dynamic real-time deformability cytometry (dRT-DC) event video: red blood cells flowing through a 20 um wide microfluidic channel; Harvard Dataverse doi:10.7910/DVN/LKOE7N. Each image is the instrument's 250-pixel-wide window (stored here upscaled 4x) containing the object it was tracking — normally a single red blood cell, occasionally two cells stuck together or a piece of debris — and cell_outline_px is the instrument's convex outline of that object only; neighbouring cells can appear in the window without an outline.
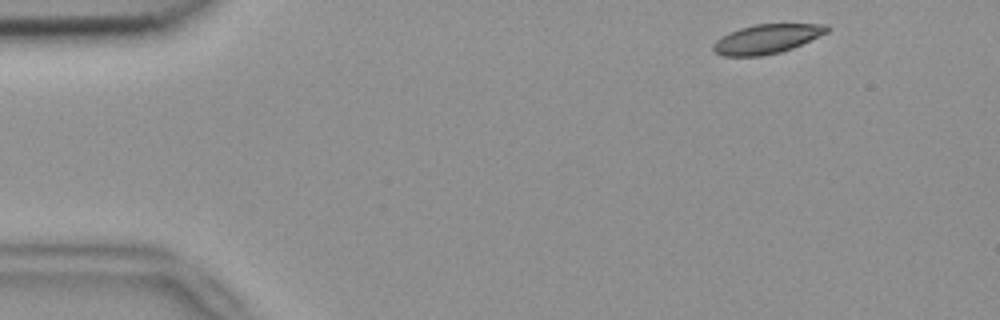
{"species": "common noctule bat (a hibernating species)", "species_latin": "Nyctalus noctula", "temperature_condition": "room temperature", "stored_images_in_passage": 50, "camera_frame_rate_fps": 3000, "um_per_image_px": 0.085, "animal": {"sex": "female", "body_mass_g": 18.4}, "frame": {"image": 1, "passage_image": 2, "time_ms": 0.333, "image_size_px": [1000, 320], "cell_outline_px": [[828, 32], [792, 48], [780, 52], [760, 56], [724, 56], [716, 52], [712, 48], [712, 44], [716, 40], [728, 32], [740, 28], [756, 24], [828, 24]], "centroid_in_image_um": [65.15, 3.31], "position_along_channel_um": 19.9, "area_um2": 19.25}}
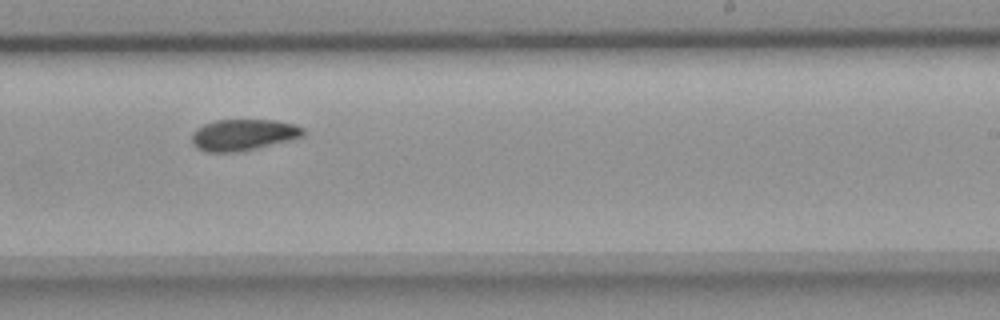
{"frame": {"image": 2, "passage_image": 29, "time_ms": 9.333, "image_size_px": [1000, 320], "cell_outline_px": [[304, 136], [256, 148], [232, 152], [208, 152], [196, 148], [192, 144], [192, 132], [196, 128], [204, 124], [216, 120], [276, 120], [296, 124], [304, 128]], "centroid_in_image_um": [20.66, 11.45], "position_along_channel_um": 268.3, "area_um2": 20.29}}
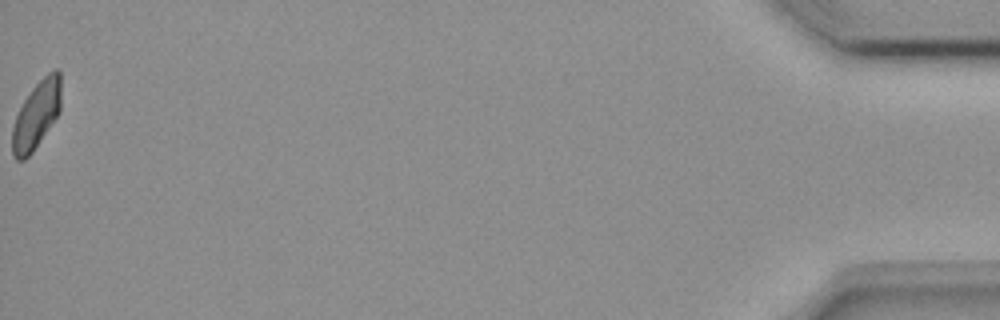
{"frame": {"image": 3, "passage_image": 50, "time_ms": 16.333, "image_size_px": [1000, 320], "cell_outline_px": [[60, 112], [32, 152], [24, 160], [16, 160], [12, 156], [12, 128], [16, 116], [24, 100], [32, 88], [48, 72], [56, 68], [60, 72]], "centroid_in_image_um": [3.09, 9.78], "position_along_channel_um": 432.1, "area_um2": 19.02}, "authors_computed_cell_mechanics": {"area_um2": 20.1144, "velocity_mm_per_s": 3.7588, "shape_relaxation_time_tau1_ms": 7.6671, "shape_relaxation_time_tau2_ms": null, "deformation_change_tau1": 0.1427, "deformation_change_tau2": null}}